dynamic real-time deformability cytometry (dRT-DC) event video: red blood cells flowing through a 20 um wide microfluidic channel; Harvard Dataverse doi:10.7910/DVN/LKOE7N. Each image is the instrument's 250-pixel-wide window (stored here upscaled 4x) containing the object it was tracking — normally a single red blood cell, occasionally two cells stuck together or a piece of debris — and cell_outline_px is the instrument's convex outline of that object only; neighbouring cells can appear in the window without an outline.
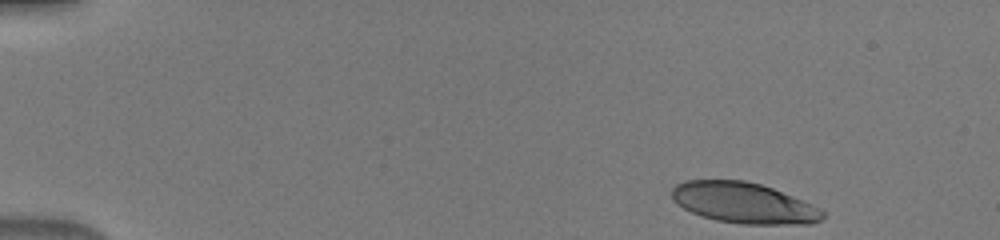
{"species": "human", "species_latin": "Homo sapiens", "temperature_condition": "warm", "stored_images_in_passage": 45, "camera_frame_rate_fps": 3000, "um_per_image_px": 0.085, "donor": {"sex": "male"}, "frame": {"image": 1, "passage_image": 1, "time_ms": 0.0, "image_size_px": [1000, 240], "cell_outline_px": [[824, 216], [820, 220], [812, 224], [740, 224], [716, 220], [692, 212], [684, 208], [672, 200], [672, 188], [676, 184], [684, 180], [744, 180], [760, 184], [772, 188], [812, 204], [824, 212]], "centroid_in_image_um": [63.2, 17.24], "position_along_channel_um": 21.8, "area_um2": 35.66}}
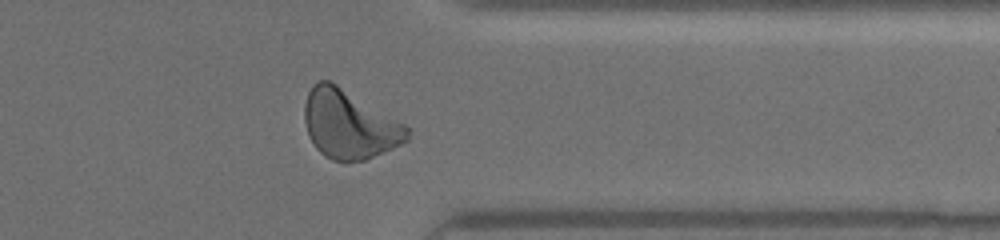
{"frame": {"image": 2, "passage_image": 36, "time_ms": 11.667, "image_size_px": [1000, 240], "cell_outline_px": [[412, 128], [408, 140], [392, 148], [364, 160], [344, 164], [332, 160], [324, 156], [316, 148], [308, 136], [304, 120], [304, 104], [308, 92], [320, 80], [328, 80], [336, 84]], "centroid_in_image_um": [29.68, 10.62], "position_along_channel_um": 381.7, "area_um2": 41.1}}
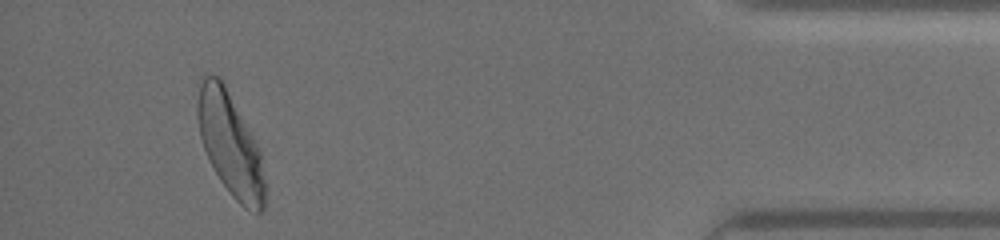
{"frame": {"image": 3, "passage_image": 42, "time_ms": 13.667, "image_size_px": [1000, 240], "cell_outline_px": [[264, 208], [260, 212], [256, 212], [244, 208], [232, 196], [220, 180], [212, 168], [204, 148], [200, 136], [196, 116], [196, 80], [204, 72], [220, 76], [252, 136], [260, 152], [264, 180]], "centroid_in_image_um": [19.48, 12.16], "position_along_channel_um": 415.7, "area_um2": 40.58}}